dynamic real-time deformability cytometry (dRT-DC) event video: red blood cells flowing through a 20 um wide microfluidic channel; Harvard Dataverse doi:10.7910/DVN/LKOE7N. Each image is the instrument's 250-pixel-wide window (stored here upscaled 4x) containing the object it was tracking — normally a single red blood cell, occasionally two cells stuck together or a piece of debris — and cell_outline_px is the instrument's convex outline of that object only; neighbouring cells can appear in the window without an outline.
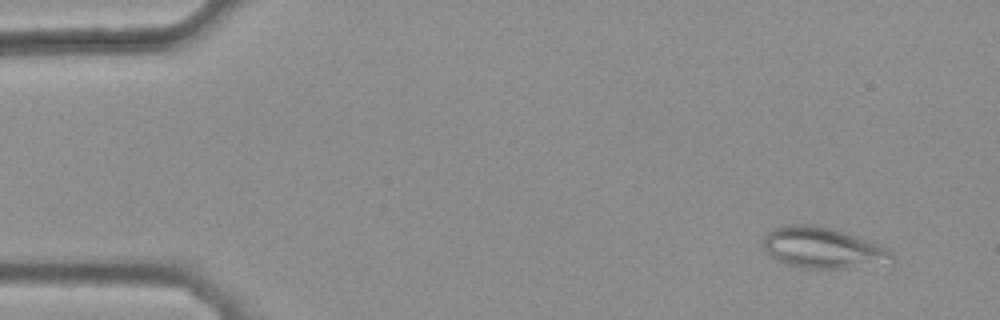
{"species": "common noctule bat (a hibernating species)", "species_latin": "Nyctalus noctula", "temperature_condition": "warm", "stored_images_in_passage": 44, "camera_frame_rate_fps": 3000, "um_per_image_px": 0.085, "animal": {"sex": "female", "body_mass_g": 25.1}, "frame": {"image": 1, "passage_image": 4, "time_ms": 1.0, "image_size_px": [1000, 320], "cell_outline_px": [[896, 260], [848, 268], [804, 268], [788, 264], [776, 260], [764, 248], [764, 236], [768, 232], [776, 228], [792, 224], [812, 224], [832, 228], [848, 232], [888, 248], [892, 252]], "centroid_in_image_um": [69.95, 21.05], "position_along_channel_um": 15.0, "area_um2": 30.46}}
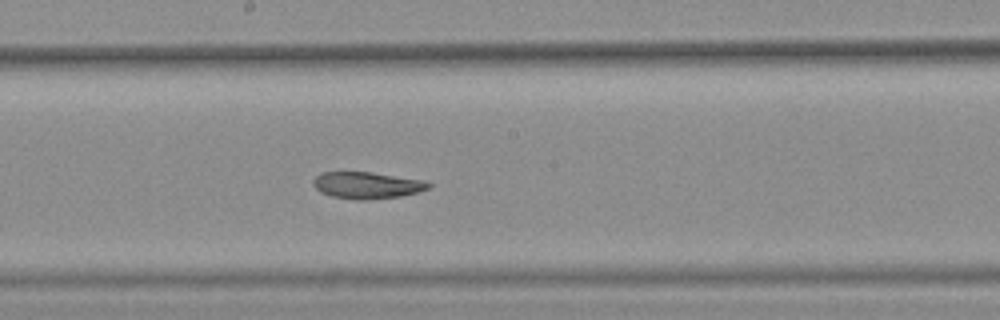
{"frame": {"image": 2, "passage_image": 28, "time_ms": 9.0, "image_size_px": [1000, 320], "cell_outline_px": [[432, 184], [428, 188], [416, 192], [400, 196], [368, 200], [356, 200], [332, 196], [320, 192], [312, 184], [312, 180], [320, 172], [372, 172], [424, 180]], "centroid_in_image_um": [31.16, 15.74], "position_along_channel_um": 217.0, "area_um2": 17.98}}
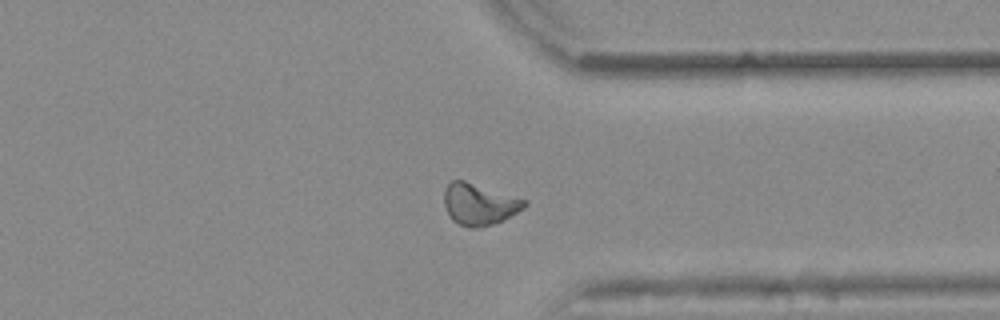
{"frame": {"image": 3, "passage_image": 40, "time_ms": 13.0, "image_size_px": [1000, 320], "cell_outline_px": [[528, 204], [524, 208], [492, 224], [480, 228], [468, 228], [452, 220], [444, 204], [444, 188], [452, 180], [464, 180], [528, 200]], "centroid_in_image_um": [40.72, 17.35], "position_along_channel_um": 370.7, "area_um2": 19.31}, "authors_computed_cell_mechanics": {"area_um2": 19.3919, "velocity_mm_per_s": 3.8744, "shape_relaxation_time_tau1_ms": null, "shape_relaxation_time_tau2_ms": 3.8089, "deformation_change_tau1": null, "deformation_change_tau2": 0.1104}}